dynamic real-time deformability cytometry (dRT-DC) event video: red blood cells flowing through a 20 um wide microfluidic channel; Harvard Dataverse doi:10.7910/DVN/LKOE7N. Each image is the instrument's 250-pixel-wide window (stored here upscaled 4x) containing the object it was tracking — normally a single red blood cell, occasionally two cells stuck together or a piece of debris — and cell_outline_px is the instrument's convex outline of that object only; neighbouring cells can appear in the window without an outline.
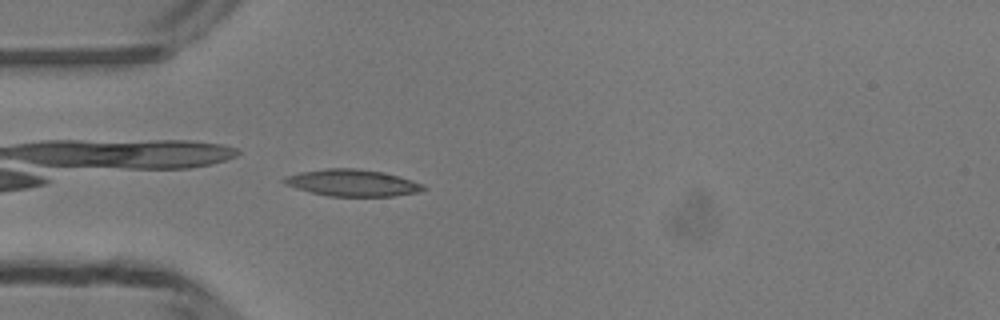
{"species": "common noctule bat (a hibernating species)", "species_latin": "Nyctalus noctula", "temperature_condition": "room temperature", "stored_images_in_passage": 38, "camera_frame_rate_fps": 3000, "um_per_image_px": 0.085, "animal": {"sex": "male", "body_mass_g": 13.3}, "frame": {"image": 1, "passage_image": 3, "time_ms": 0.667, "image_size_px": [1000, 320], "cell_outline_px": [[428, 188], [420, 192], [392, 196], [328, 196], [296, 188], [284, 184], [280, 180], [284, 176], [300, 172], [328, 168], [356, 168], [384, 172], [412, 180], [424, 184]], "centroid_in_image_um": [29.95, 15.54], "position_along_channel_um": 55.0, "area_um2": 21.85}}
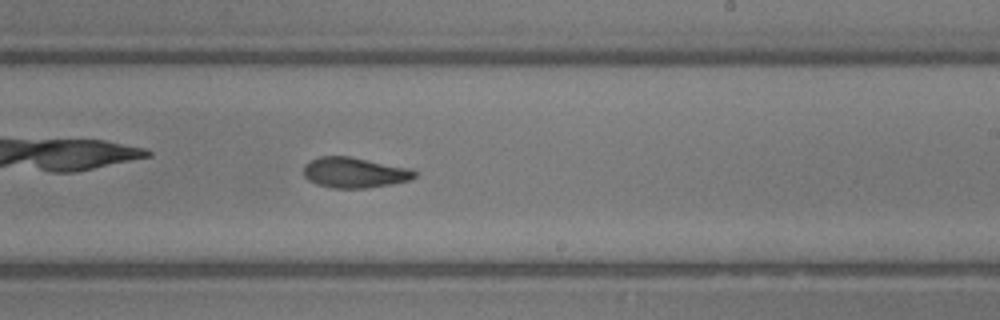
{"frame": {"image": 2, "passage_image": 18, "time_ms": 5.667, "image_size_px": [1000, 320], "cell_outline_px": [[416, 176], [408, 180], [392, 184], [364, 188], [332, 188], [316, 184], [308, 180], [304, 176], [304, 164], [320, 156], [348, 156], [412, 168], [416, 172]], "centroid_in_image_um": [30.13, 14.67], "position_along_channel_um": 258.9, "area_um2": 19.71}}
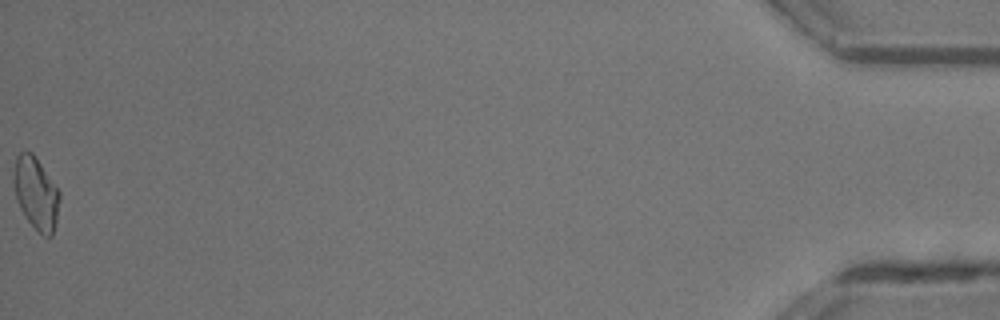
{"frame": {"image": 3, "passage_image": 38, "time_ms": 12.333, "image_size_px": [1000, 320], "cell_outline_px": [[60, 200], [56, 224], [52, 236], [44, 236], [28, 220], [20, 208], [16, 200], [16, 156], [20, 152], [32, 152], [60, 192]], "centroid_in_image_um": [3.11, 16.47], "position_along_channel_um": 432.1, "area_um2": 18.61}, "authors_computed_cell_mechanics": {"area_um2": 19.8543, "velocity_mm_per_s": 4.1952, "shape_relaxation_time_tau1_ms": 3.5216, "shape_relaxation_time_tau2_ms": 3.6281, "deformation_change_tau1": 0.1553, "deformation_change_tau2": 0.1091}}